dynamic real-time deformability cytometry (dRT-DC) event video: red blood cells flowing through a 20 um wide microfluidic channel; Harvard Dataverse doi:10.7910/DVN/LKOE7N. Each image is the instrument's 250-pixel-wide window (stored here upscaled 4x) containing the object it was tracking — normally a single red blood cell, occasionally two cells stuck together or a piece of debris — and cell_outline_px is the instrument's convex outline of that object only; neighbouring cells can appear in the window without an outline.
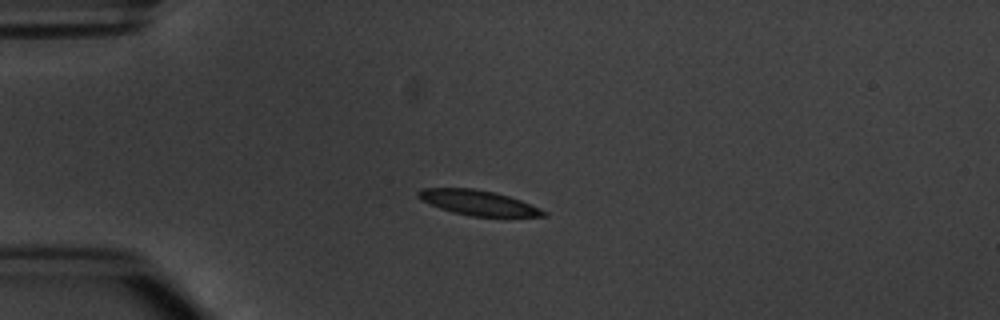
{"species": "common noctule bat (a hibernating species)", "species_latin": "Nyctalus noctula", "temperature_condition": "warm", "stored_images_in_passage": 5, "camera_frame_rate_fps": 3000, "um_per_image_px": 0.085, "animal": {"sex": "male", "body_mass_g": 20.1, "forearm_length_mm": 53.5}, "frame": {"image": 1, "passage_image": 4, "time_ms": 3.333, "image_size_px": [1000, 320], "cell_outline_px": [[548, 216], [472, 216], [452, 212], [440, 208], [420, 200], [416, 196], [416, 192], [420, 188], [472, 188], [492, 192], [508, 196], [520, 200], [540, 208], [548, 212]], "centroid_in_image_um": [40.6, 17.22], "position_along_channel_um": 44.4, "area_um2": 18.15}}